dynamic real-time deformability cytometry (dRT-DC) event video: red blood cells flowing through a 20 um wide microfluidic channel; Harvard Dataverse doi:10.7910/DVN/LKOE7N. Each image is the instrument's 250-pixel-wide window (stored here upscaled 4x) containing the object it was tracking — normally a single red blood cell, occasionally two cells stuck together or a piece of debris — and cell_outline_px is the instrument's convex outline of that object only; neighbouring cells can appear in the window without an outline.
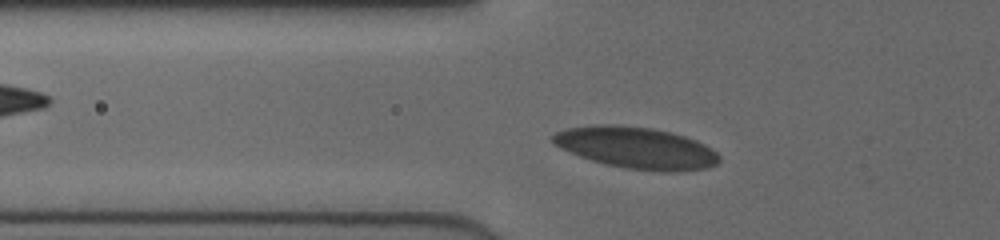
{"species": "human", "species_latin": "Homo sapiens", "temperature_condition": "cold", "stored_images_in_passage": 33, "camera_frame_rate_fps": 3000, "um_per_image_px": 0.085, "donor": {"sex": "female"}, "frame": {"image": 1, "passage_image": 4, "time_ms": 1.0, "image_size_px": [1000, 240], "cell_outline_px": [[720, 160], [716, 164], [708, 168], [680, 172], [664, 172], [628, 168], [608, 164], [592, 160], [580, 156], [560, 148], [552, 144], [548, 136], [556, 132], [568, 128], [652, 128], [684, 136], [696, 140], [712, 148], [720, 156]], "centroid_in_image_um": [54.16, 12.63], "position_along_channel_um": 71.6, "area_um2": 39.02}}
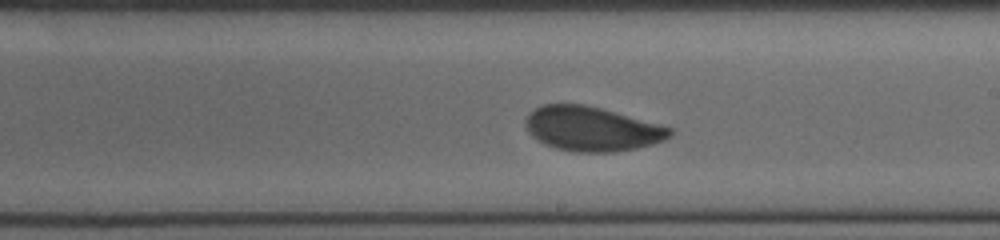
{"frame": {"image": 2, "passage_image": 17, "time_ms": 5.333, "image_size_px": [1000, 240], "cell_outline_px": [[672, 136], [664, 140], [652, 144], [636, 148], [616, 152], [576, 152], [556, 148], [544, 144], [532, 136], [528, 132], [524, 124], [524, 120], [536, 108], [544, 104], [584, 104], [600, 108], [660, 124], [672, 128]], "centroid_in_image_um": [50.31, 10.96], "position_along_channel_um": 238.7, "area_um2": 37.28}}
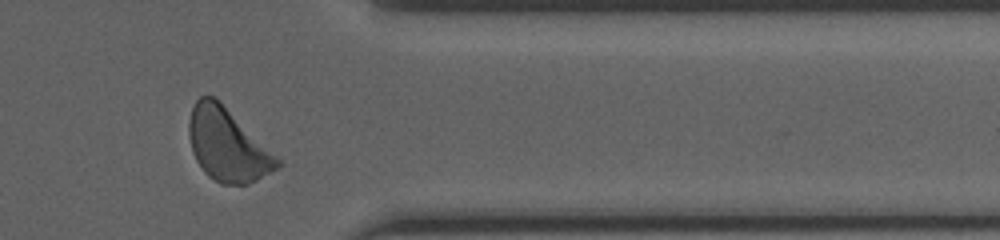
{"frame": {"image": 3, "passage_image": 29, "time_ms": 9.333, "image_size_px": [1000, 240], "cell_outline_px": [[284, 164], [256, 180], [248, 184], [220, 184], [208, 176], [204, 172], [196, 160], [192, 152], [188, 132], [188, 124], [192, 108], [196, 100], [200, 96], [212, 96], [276, 156]], "centroid_in_image_um": [19.29, 12.37], "position_along_channel_um": 392.1, "area_um2": 36.36}, "authors_computed_cell_mechanics": {"area_um2": 37.281, "velocity_mm_per_s": 3.9608, "shape_relaxation_time_tau1_ms": 3.0144, "shape_relaxation_time_tau2_ms": null, "deformation_change_tau1": 0.0843, "deformation_change_tau2": null}}